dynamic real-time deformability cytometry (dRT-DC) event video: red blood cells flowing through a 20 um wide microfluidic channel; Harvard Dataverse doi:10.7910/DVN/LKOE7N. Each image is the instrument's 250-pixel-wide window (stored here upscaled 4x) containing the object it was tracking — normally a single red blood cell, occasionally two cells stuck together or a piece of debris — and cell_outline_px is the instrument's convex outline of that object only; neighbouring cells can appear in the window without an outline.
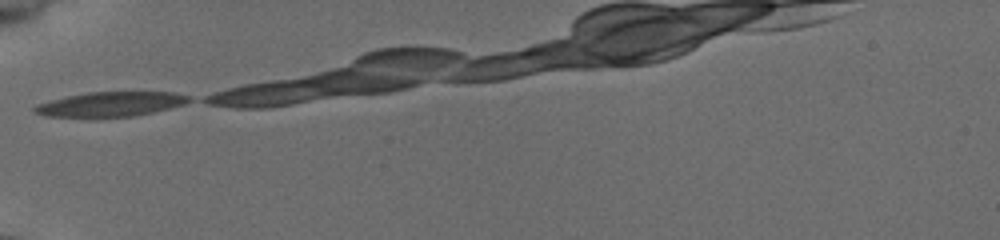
{"species": "common noctule bat (a hibernating species)", "species_latin": "Nyctalus noctula", "temperature_condition": "cold", "stored_images_in_passage": 5, "camera_frame_rate_fps": 3000, "um_per_image_px": 0.085, "animal": {"sex": "female", "body_mass_g": 19.5, "forearm_length_mm": 54.1}, "frame": {"image": 1, "passage_image": 1, "time_ms": 0.0, "image_size_px": [1000, 240], "cell_outline_px": [[192, 100], [184, 104], [152, 112], [132, 116], [92, 120], [44, 116], [32, 112], [32, 108], [36, 104], [68, 96], [88, 92], [172, 92], [192, 96]], "centroid_in_image_um": [9.3, 8.9], "position_along_channel_um": 75.7, "area_um2": 23.06}}
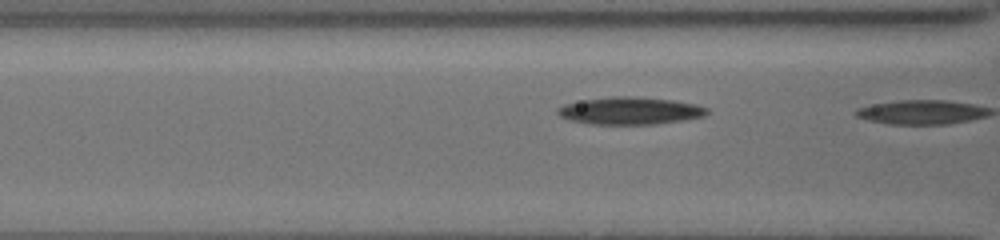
{"frame": {"image": 2, "passage_image": 4, "time_ms": 1.0, "image_size_px": [1000, 240], "cell_outline_px": [[708, 112], [704, 116], [656, 124], [592, 124], [568, 120], [560, 116], [556, 112], [556, 108], [564, 104], [584, 100], [612, 96], [628, 96], [672, 100], [696, 104], [708, 108]], "centroid_in_image_um": [53.51, 9.41], "position_along_channel_um": 113.1, "area_um2": 23.7}}